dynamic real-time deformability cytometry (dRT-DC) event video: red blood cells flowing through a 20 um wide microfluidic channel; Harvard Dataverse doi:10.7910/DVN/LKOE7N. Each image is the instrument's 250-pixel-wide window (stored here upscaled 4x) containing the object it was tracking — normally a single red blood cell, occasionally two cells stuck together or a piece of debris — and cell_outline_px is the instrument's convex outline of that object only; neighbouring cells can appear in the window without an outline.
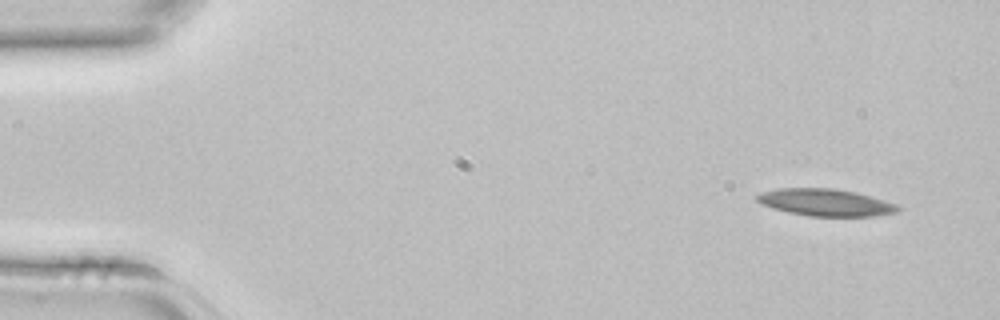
{"species": "common noctule bat (a hibernating species)", "species_latin": "Nyctalus noctula", "temperature_condition": "room temperature", "stored_images_in_passage": 3, "camera_frame_rate_fps": 3000, "um_per_image_px": 0.085, "animal": {"sex": "female", "body_mass_g": 22.7, "forearm_length_mm": 54.2}, "frame": {"image": 1, "passage_image": 1, "time_ms": 0.0, "image_size_px": [1000, 320], "cell_outline_px": [[904, 208], [900, 212], [876, 216], [808, 216], [788, 212], [772, 208], [760, 204], [756, 200], [756, 196], [764, 192], [780, 188], [836, 188], [856, 192], [884, 200], [896, 204]], "centroid_in_image_um": [70.23, 17.21], "position_along_channel_um": 14.8, "area_um2": 22.43}}
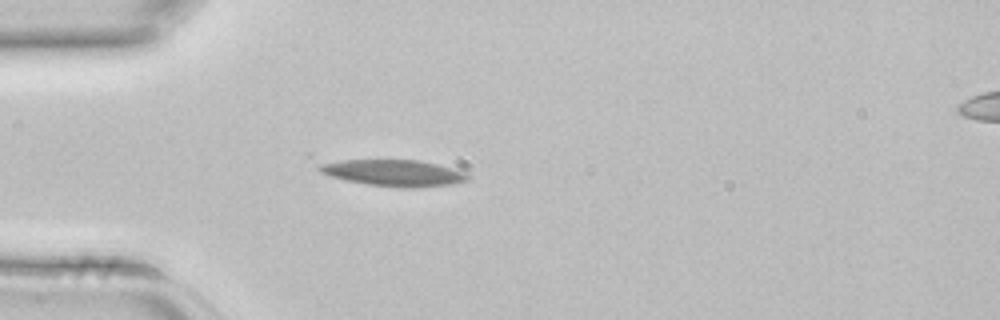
{"frame": {"image": 2, "passage_image": 3, "time_ms": 0.667, "image_size_px": [1000, 320], "cell_outline_px": [[472, 176], [468, 180], [452, 184], [368, 184], [344, 180], [328, 176], [320, 172], [316, 168], [308, 156], [308, 152], [420, 160], [456, 168]], "centroid_in_image_um": [32.76, 14.45], "position_along_channel_um": 52.2, "area_um2": 25.55}}